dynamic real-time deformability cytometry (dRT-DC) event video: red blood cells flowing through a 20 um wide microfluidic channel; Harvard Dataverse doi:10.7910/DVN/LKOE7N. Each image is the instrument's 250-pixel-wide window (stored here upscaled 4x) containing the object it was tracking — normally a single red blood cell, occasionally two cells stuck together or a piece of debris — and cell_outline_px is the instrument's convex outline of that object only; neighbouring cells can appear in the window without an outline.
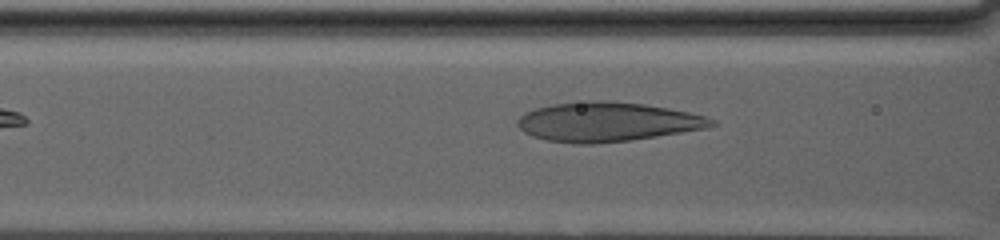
{"species": "human", "species_latin": "Homo sapiens", "temperature_condition": "warm", "stored_images_in_passage": 44, "camera_frame_rate_fps": 3000, "um_per_image_px": 0.085, "donor": {"sex": "male"}, "frame": {"image": 1, "passage_image": 8, "time_ms": 2.333, "image_size_px": [1000, 240], "cell_outline_px": [[716, 124], [704, 128], [632, 140], [592, 144], [576, 144], [544, 140], [532, 136], [524, 132], [516, 124], [516, 120], [524, 112], [536, 108], [552, 104], [588, 100], [604, 100], [644, 104], [668, 108], [688, 112], [704, 116], [716, 120]], "centroid_in_image_um": [51.55, 10.36], "position_along_channel_um": 115.1, "area_um2": 44.51}}
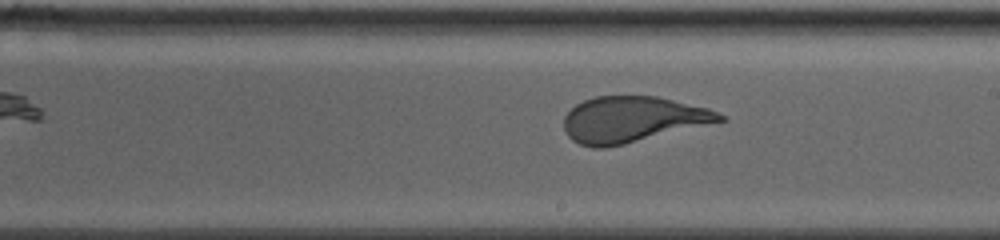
{"frame": {"image": 2, "passage_image": 22, "time_ms": 7.0, "image_size_px": [1000, 240], "cell_outline_px": [[728, 120], [624, 144], [604, 148], [592, 148], [580, 144], [572, 140], [568, 136], [564, 128], [564, 116], [576, 104], [584, 100], [596, 96], [656, 96], [708, 108], [724, 116]], "centroid_in_image_um": [53.74, 10.15], "position_along_channel_um": 235.3, "area_um2": 41.56}}
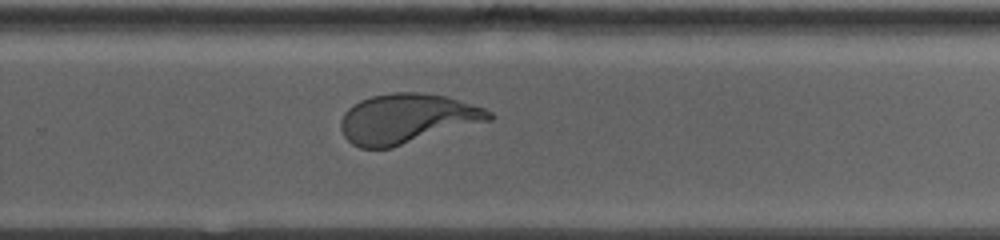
{"frame": {"image": 3, "passage_image": 29, "time_ms": 9.333, "image_size_px": [1000, 240], "cell_outline_px": [[496, 116], [492, 120], [392, 148], [360, 148], [352, 144], [344, 136], [340, 128], [340, 120], [344, 112], [352, 104], [360, 100], [372, 96], [392, 92], [424, 92], [448, 96], [484, 108], [492, 112]], "centroid_in_image_um": [34.61, 10.08], "position_along_channel_um": 295.2, "area_um2": 43.47}}